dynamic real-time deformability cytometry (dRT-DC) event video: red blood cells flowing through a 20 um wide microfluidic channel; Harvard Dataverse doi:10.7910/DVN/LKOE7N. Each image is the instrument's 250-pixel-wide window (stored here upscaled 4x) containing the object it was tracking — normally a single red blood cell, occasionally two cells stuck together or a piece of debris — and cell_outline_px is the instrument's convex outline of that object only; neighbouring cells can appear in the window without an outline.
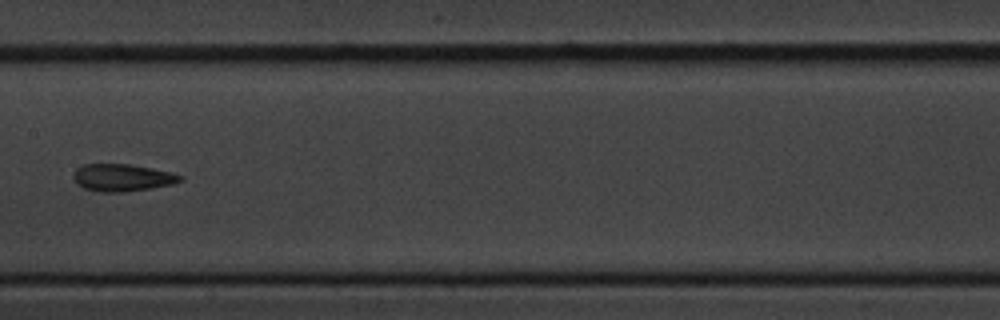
{"species": "common noctule bat (a hibernating species)", "species_latin": "Nyctalus noctula", "temperature_condition": "cold", "stored_images_in_passage": 10, "camera_frame_rate_fps": 3000, "um_per_image_px": 0.085, "animal": {"sex": "male", "body_mass_g": 20.1, "forearm_length_mm": 53.5}, "frame": {"image": 1, "passage_image": 9, "time_ms": 9.333, "image_size_px": [1000, 320], "cell_outline_px": [[184, 180], [172, 184], [152, 188], [124, 192], [100, 192], [84, 188], [76, 184], [72, 176], [76, 168], [84, 164], [132, 164], [152, 168], [184, 176]], "centroid_in_image_um": [10.38, 15.1], "position_along_channel_um": 197.0, "area_um2": 17.11}}
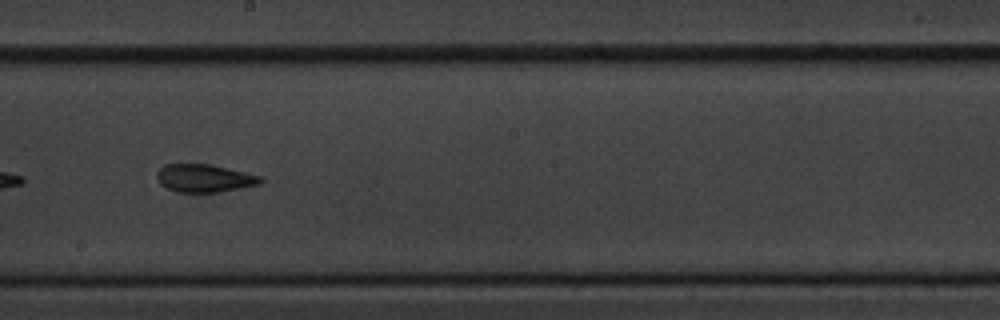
{"frame": {"image": 2, "passage_image": 10, "time_ms": 10.333, "image_size_px": [1000, 320], "cell_outline_px": [[264, 180], [260, 184], [220, 192], [176, 192], [160, 184], [156, 180], [156, 172], [164, 164], [208, 164], [228, 168], [260, 176]], "centroid_in_image_um": [17.34, 15.15], "position_along_channel_um": 230.9, "area_um2": 16.88}}